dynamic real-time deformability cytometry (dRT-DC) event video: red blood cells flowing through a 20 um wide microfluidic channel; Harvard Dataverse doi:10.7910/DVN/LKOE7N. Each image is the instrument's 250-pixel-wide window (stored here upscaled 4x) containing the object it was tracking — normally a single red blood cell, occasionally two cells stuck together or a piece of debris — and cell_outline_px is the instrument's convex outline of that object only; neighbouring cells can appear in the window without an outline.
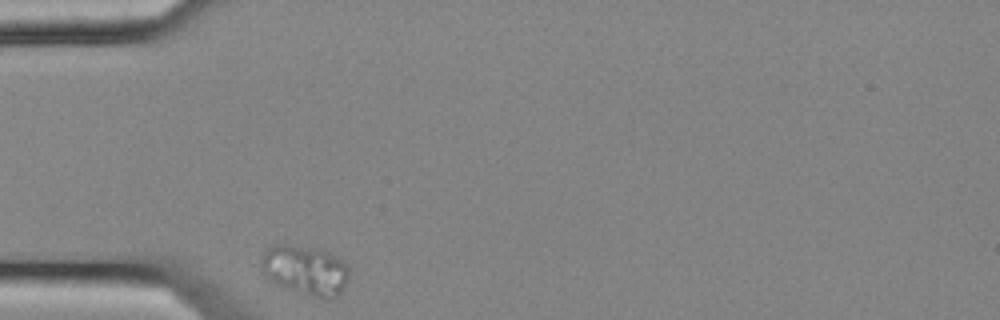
{"species": "common noctule bat (a hibernating species)", "species_latin": "Nyctalus noctula", "temperature_condition": "cold", "stored_images_in_passage": 34, "camera_frame_rate_fps": 3000, "um_per_image_px": 0.085, "animal": {"sex": "female", "body_mass_g": 25.1}, "frame": {"image": 1, "passage_image": 1, "time_ms": 0.0, "image_size_px": [1000, 320], "cell_outline_px": [[348, 280], [344, 288], [336, 296], [328, 300], [280, 284], [268, 276], [264, 272], [260, 264], [264, 252], [268, 248], [276, 244], [284, 244], [312, 248], [324, 252], [340, 260], [348, 268]], "centroid_in_image_um": [25.97, 22.95], "position_along_channel_um": 59.0, "area_um2": 24.22}}
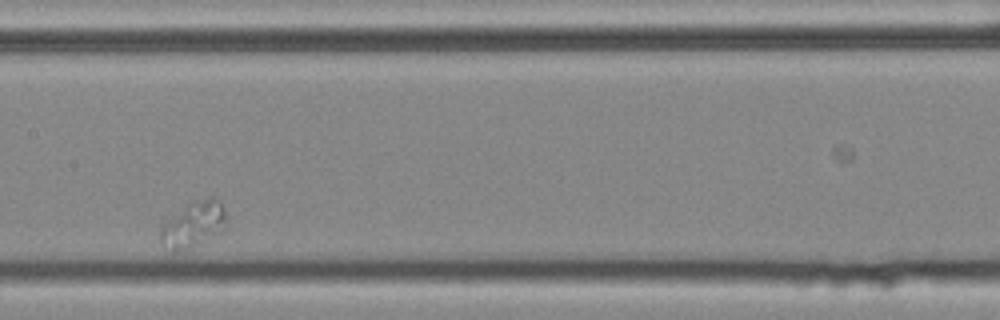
{"frame": {"image": 2, "passage_image": 15, "time_ms": 4.667, "image_size_px": [1000, 320], "cell_outline_px": [[224, 232], [176, 252], [172, 252], [160, 240], [160, 228], [164, 220], [188, 204], [196, 200], [212, 196], [216, 196], [220, 200], [224, 208]], "centroid_in_image_um": [16.43, 19.04], "position_along_channel_um": 191.0, "area_um2": 17.46}}
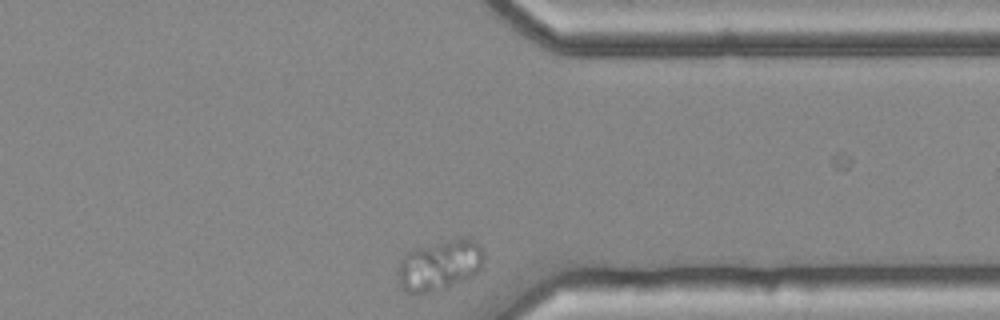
{"frame": {"image": 3, "passage_image": 33, "time_ms": 10.667, "image_size_px": [1000, 320], "cell_outline_px": [[484, 260], [480, 268], [472, 276], [464, 280], [428, 292], [408, 292], [396, 280], [396, 272], [400, 260], [408, 252], [416, 248], [452, 240], [472, 236], [480, 244], [484, 252]], "centroid_in_image_um": [37.38, 22.51], "position_along_channel_um": 374.0, "area_um2": 24.97}}